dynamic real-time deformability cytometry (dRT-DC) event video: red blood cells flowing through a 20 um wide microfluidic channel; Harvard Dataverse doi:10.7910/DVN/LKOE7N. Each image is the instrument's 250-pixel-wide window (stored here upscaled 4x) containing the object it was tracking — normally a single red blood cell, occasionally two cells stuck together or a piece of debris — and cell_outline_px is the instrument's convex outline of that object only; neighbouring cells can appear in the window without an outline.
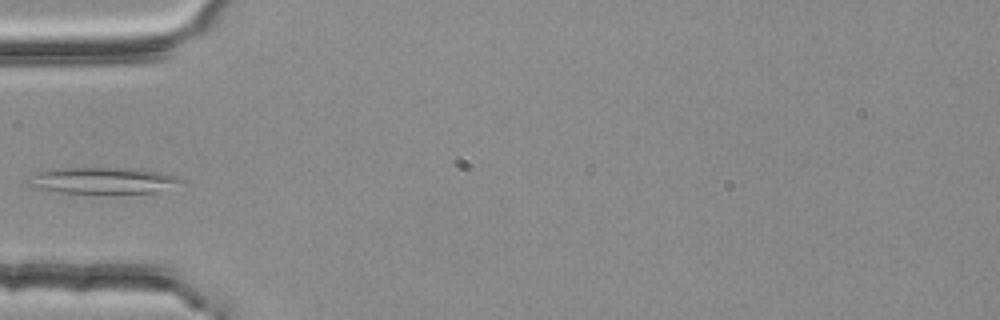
{"species": "common noctule bat (a hibernating species)", "species_latin": "Nyctalus noctula", "temperature_condition": "room temperature", "stored_images_in_passage": 2, "camera_frame_rate_fps": 3000, "um_per_image_px": 0.085, "animal": {"sex": "female", "body_mass_g": 25.1}, "frame": {"image": 1, "passage_image": 2, "time_ms": 0.333, "image_size_px": [1000, 320], "cell_outline_px": [[184, 180], [160, 192], [60, 192], [32, 188], [28, 184], [36, 172], [48, 168], [140, 168], [160, 172], [176, 176]], "centroid_in_image_um": [8.72, 15.32], "position_along_channel_um": 76.3, "area_um2": 23.12}}